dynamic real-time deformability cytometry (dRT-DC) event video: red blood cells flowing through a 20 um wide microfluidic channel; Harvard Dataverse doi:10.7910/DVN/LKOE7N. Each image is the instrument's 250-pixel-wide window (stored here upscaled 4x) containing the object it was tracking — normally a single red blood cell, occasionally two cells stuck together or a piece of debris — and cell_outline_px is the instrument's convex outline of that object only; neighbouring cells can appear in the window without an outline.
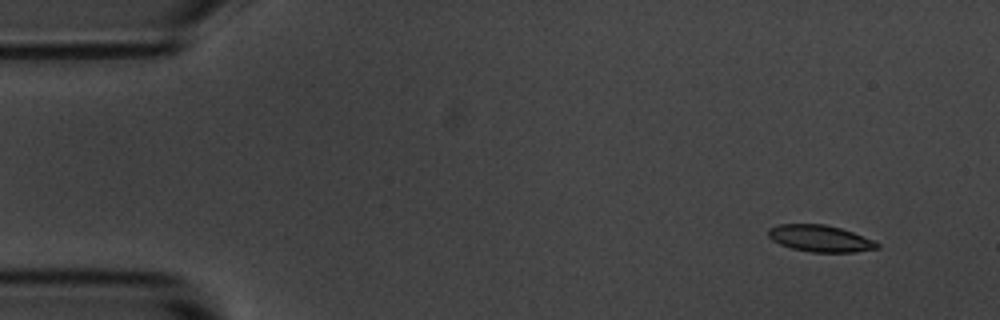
{"species": "common noctule bat (a hibernating species)", "species_latin": "Nyctalus noctula", "temperature_condition": "room temperature", "stored_images_in_passage": 6, "segment_of_instrument_passage": [2, 2], "camera_frame_rate_fps": 3000, "um_per_image_px": 0.085, "animal": {"sex": "male", "body_mass_g": 20.1, "forearm_length_mm": 53.5}, "frame": {"image": 1, "passage_image": 6, "time_ms": 6.333, "image_size_px": [1000, 320], "cell_outline_px": [[880, 248], [856, 252], [812, 252], [792, 248], [780, 244], [772, 240], [768, 236], [768, 228], [780, 224], [824, 224], [840, 228], [852, 232], [872, 240], [880, 244]], "centroid_in_image_um": [69.7, 20.27], "position_along_channel_um": 15.3, "area_um2": 16.82}}